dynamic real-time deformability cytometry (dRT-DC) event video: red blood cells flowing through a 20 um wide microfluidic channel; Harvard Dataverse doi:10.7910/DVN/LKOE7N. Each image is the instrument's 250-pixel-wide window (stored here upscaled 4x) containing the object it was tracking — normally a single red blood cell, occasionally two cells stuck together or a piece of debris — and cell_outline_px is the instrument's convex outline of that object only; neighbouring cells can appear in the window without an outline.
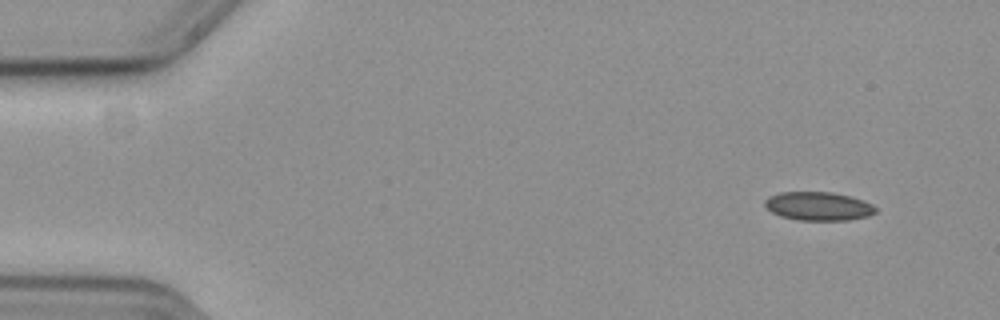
{"species": "common noctule bat (a hibernating species)", "species_latin": "Nyctalus noctula", "temperature_condition": "cold", "stored_images_in_passage": 54, "camera_frame_rate_fps": 3000, "um_per_image_px": 0.085, "animal": {"sex": "female", "body_mass_g": 19.3, "forearm_length_mm": 54.1}, "frame": {"image": 1, "passage_image": 1, "time_ms": 0.0, "image_size_px": [1000, 320], "cell_outline_px": [[876, 212], [868, 216], [848, 220], [800, 220], [780, 216], [772, 212], [764, 204], [764, 200], [768, 196], [780, 192], [832, 192], [848, 196], [872, 204], [876, 208]], "centroid_in_image_um": [69.53, 17.52], "position_along_channel_um": 15.5, "area_um2": 18.32}}
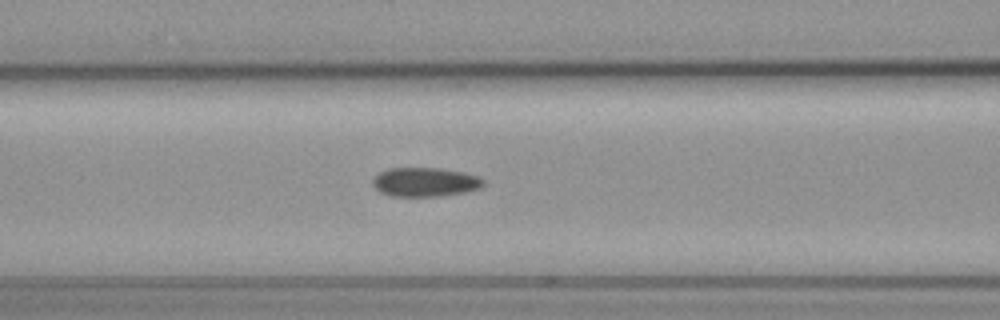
{"frame": {"image": 2, "passage_image": 20, "time_ms": 6.333, "image_size_px": [1000, 320], "cell_outline_px": [[484, 184], [480, 188], [464, 192], [440, 196], [392, 196], [380, 192], [372, 184], [372, 180], [380, 172], [388, 168], [440, 168], [460, 172], [476, 176], [484, 180]], "centroid_in_image_um": [36.1, 15.48], "position_along_channel_um": 130.5, "area_um2": 18.55}}
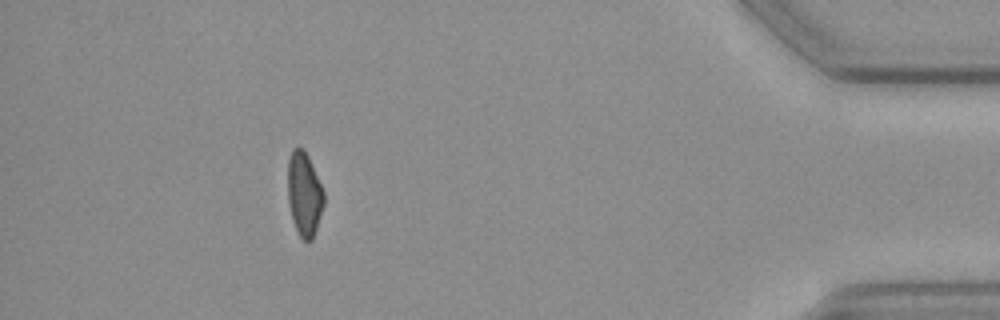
{"frame": {"image": 3, "passage_image": 48, "time_ms": 15.667, "image_size_px": [1000, 320], "cell_outline_px": [[324, 204], [312, 240], [304, 240], [300, 236], [292, 220], [288, 204], [288, 160], [292, 148], [304, 148], [308, 156], [324, 192]], "centroid_in_image_um": [25.85, 16.47], "position_along_channel_um": 409.4, "area_um2": 17.51}, "authors_computed_cell_mechanics": {"area_um2": 18.7272, "velocity_mm_per_s": 3.6209, "shape_relaxation_time_tau1_ms": null, "shape_relaxation_time_tau2_ms": 6.701, "deformation_change_tau1": null, "deformation_change_tau2": 0.1084}}